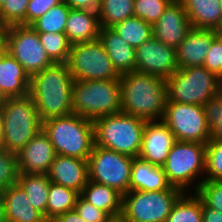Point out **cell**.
<instances>
[{
    "label": "cell",
    "instance_id": "obj_1",
    "mask_svg": "<svg viewBox=\"0 0 222 222\" xmlns=\"http://www.w3.org/2000/svg\"><path fill=\"white\" fill-rule=\"evenodd\" d=\"M121 112L145 121L162 120L167 101L166 80L131 71L120 76Z\"/></svg>",
    "mask_w": 222,
    "mask_h": 222
},
{
    "label": "cell",
    "instance_id": "obj_2",
    "mask_svg": "<svg viewBox=\"0 0 222 222\" xmlns=\"http://www.w3.org/2000/svg\"><path fill=\"white\" fill-rule=\"evenodd\" d=\"M73 83L67 63H54L31 76L29 96L33 99L42 121L73 114Z\"/></svg>",
    "mask_w": 222,
    "mask_h": 222
},
{
    "label": "cell",
    "instance_id": "obj_3",
    "mask_svg": "<svg viewBox=\"0 0 222 222\" xmlns=\"http://www.w3.org/2000/svg\"><path fill=\"white\" fill-rule=\"evenodd\" d=\"M42 130L56 154L88 160L95 144L94 121L73 113L44 120Z\"/></svg>",
    "mask_w": 222,
    "mask_h": 222
},
{
    "label": "cell",
    "instance_id": "obj_4",
    "mask_svg": "<svg viewBox=\"0 0 222 222\" xmlns=\"http://www.w3.org/2000/svg\"><path fill=\"white\" fill-rule=\"evenodd\" d=\"M73 113L91 121L121 112L120 78L112 80H74Z\"/></svg>",
    "mask_w": 222,
    "mask_h": 222
},
{
    "label": "cell",
    "instance_id": "obj_5",
    "mask_svg": "<svg viewBox=\"0 0 222 222\" xmlns=\"http://www.w3.org/2000/svg\"><path fill=\"white\" fill-rule=\"evenodd\" d=\"M145 120L119 112L94 121L95 145L120 154L138 157Z\"/></svg>",
    "mask_w": 222,
    "mask_h": 222
},
{
    "label": "cell",
    "instance_id": "obj_6",
    "mask_svg": "<svg viewBox=\"0 0 222 222\" xmlns=\"http://www.w3.org/2000/svg\"><path fill=\"white\" fill-rule=\"evenodd\" d=\"M205 162L206 144L176 141L162 168L172 186L192 194L205 179Z\"/></svg>",
    "mask_w": 222,
    "mask_h": 222
},
{
    "label": "cell",
    "instance_id": "obj_7",
    "mask_svg": "<svg viewBox=\"0 0 222 222\" xmlns=\"http://www.w3.org/2000/svg\"><path fill=\"white\" fill-rule=\"evenodd\" d=\"M1 110L4 117V137L1 148L17 154L42 130L43 121L29 95L7 98Z\"/></svg>",
    "mask_w": 222,
    "mask_h": 222
},
{
    "label": "cell",
    "instance_id": "obj_8",
    "mask_svg": "<svg viewBox=\"0 0 222 222\" xmlns=\"http://www.w3.org/2000/svg\"><path fill=\"white\" fill-rule=\"evenodd\" d=\"M167 101L203 106L222 91L221 78L204 66L179 68L166 79Z\"/></svg>",
    "mask_w": 222,
    "mask_h": 222
},
{
    "label": "cell",
    "instance_id": "obj_9",
    "mask_svg": "<svg viewBox=\"0 0 222 222\" xmlns=\"http://www.w3.org/2000/svg\"><path fill=\"white\" fill-rule=\"evenodd\" d=\"M184 192L172 186L160 191H129L122 196L121 216L128 222H166Z\"/></svg>",
    "mask_w": 222,
    "mask_h": 222
},
{
    "label": "cell",
    "instance_id": "obj_10",
    "mask_svg": "<svg viewBox=\"0 0 222 222\" xmlns=\"http://www.w3.org/2000/svg\"><path fill=\"white\" fill-rule=\"evenodd\" d=\"M67 64L74 80H112L121 76L99 39L73 44Z\"/></svg>",
    "mask_w": 222,
    "mask_h": 222
},
{
    "label": "cell",
    "instance_id": "obj_11",
    "mask_svg": "<svg viewBox=\"0 0 222 222\" xmlns=\"http://www.w3.org/2000/svg\"><path fill=\"white\" fill-rule=\"evenodd\" d=\"M133 159L94 144L88 158L89 180L114 188L124 195L129 192Z\"/></svg>",
    "mask_w": 222,
    "mask_h": 222
},
{
    "label": "cell",
    "instance_id": "obj_12",
    "mask_svg": "<svg viewBox=\"0 0 222 222\" xmlns=\"http://www.w3.org/2000/svg\"><path fill=\"white\" fill-rule=\"evenodd\" d=\"M6 51L21 63L30 77L54 64L31 25H8Z\"/></svg>",
    "mask_w": 222,
    "mask_h": 222
},
{
    "label": "cell",
    "instance_id": "obj_13",
    "mask_svg": "<svg viewBox=\"0 0 222 222\" xmlns=\"http://www.w3.org/2000/svg\"><path fill=\"white\" fill-rule=\"evenodd\" d=\"M162 121L177 141L206 144L210 140V128L201 105L166 102Z\"/></svg>",
    "mask_w": 222,
    "mask_h": 222
},
{
    "label": "cell",
    "instance_id": "obj_14",
    "mask_svg": "<svg viewBox=\"0 0 222 222\" xmlns=\"http://www.w3.org/2000/svg\"><path fill=\"white\" fill-rule=\"evenodd\" d=\"M178 69L176 49L155 37L135 48V71L166 80Z\"/></svg>",
    "mask_w": 222,
    "mask_h": 222
},
{
    "label": "cell",
    "instance_id": "obj_15",
    "mask_svg": "<svg viewBox=\"0 0 222 222\" xmlns=\"http://www.w3.org/2000/svg\"><path fill=\"white\" fill-rule=\"evenodd\" d=\"M176 141L174 134L162 120L146 121L138 157L162 167Z\"/></svg>",
    "mask_w": 222,
    "mask_h": 222
},
{
    "label": "cell",
    "instance_id": "obj_16",
    "mask_svg": "<svg viewBox=\"0 0 222 222\" xmlns=\"http://www.w3.org/2000/svg\"><path fill=\"white\" fill-rule=\"evenodd\" d=\"M191 29V22L181 2H171L152 26L153 37L175 49Z\"/></svg>",
    "mask_w": 222,
    "mask_h": 222
},
{
    "label": "cell",
    "instance_id": "obj_17",
    "mask_svg": "<svg viewBox=\"0 0 222 222\" xmlns=\"http://www.w3.org/2000/svg\"><path fill=\"white\" fill-rule=\"evenodd\" d=\"M20 174H47L56 156L54 147L41 130L17 153Z\"/></svg>",
    "mask_w": 222,
    "mask_h": 222
},
{
    "label": "cell",
    "instance_id": "obj_18",
    "mask_svg": "<svg viewBox=\"0 0 222 222\" xmlns=\"http://www.w3.org/2000/svg\"><path fill=\"white\" fill-rule=\"evenodd\" d=\"M47 175L52 183L81 194L89 180L88 160L56 154Z\"/></svg>",
    "mask_w": 222,
    "mask_h": 222
},
{
    "label": "cell",
    "instance_id": "obj_19",
    "mask_svg": "<svg viewBox=\"0 0 222 222\" xmlns=\"http://www.w3.org/2000/svg\"><path fill=\"white\" fill-rule=\"evenodd\" d=\"M215 38L216 34L212 29L192 28L176 49L178 67L203 66L207 52Z\"/></svg>",
    "mask_w": 222,
    "mask_h": 222
},
{
    "label": "cell",
    "instance_id": "obj_20",
    "mask_svg": "<svg viewBox=\"0 0 222 222\" xmlns=\"http://www.w3.org/2000/svg\"><path fill=\"white\" fill-rule=\"evenodd\" d=\"M5 222H48L31 206L25 191L17 183L0 192Z\"/></svg>",
    "mask_w": 222,
    "mask_h": 222
},
{
    "label": "cell",
    "instance_id": "obj_21",
    "mask_svg": "<svg viewBox=\"0 0 222 222\" xmlns=\"http://www.w3.org/2000/svg\"><path fill=\"white\" fill-rule=\"evenodd\" d=\"M31 77L8 51L0 54V89L6 98L29 95Z\"/></svg>",
    "mask_w": 222,
    "mask_h": 222
},
{
    "label": "cell",
    "instance_id": "obj_22",
    "mask_svg": "<svg viewBox=\"0 0 222 222\" xmlns=\"http://www.w3.org/2000/svg\"><path fill=\"white\" fill-rule=\"evenodd\" d=\"M98 39L120 75L135 71V48L119 36L114 29L101 27Z\"/></svg>",
    "mask_w": 222,
    "mask_h": 222
},
{
    "label": "cell",
    "instance_id": "obj_23",
    "mask_svg": "<svg viewBox=\"0 0 222 222\" xmlns=\"http://www.w3.org/2000/svg\"><path fill=\"white\" fill-rule=\"evenodd\" d=\"M100 28L97 11L71 8L64 33L73 45L98 39Z\"/></svg>",
    "mask_w": 222,
    "mask_h": 222
},
{
    "label": "cell",
    "instance_id": "obj_24",
    "mask_svg": "<svg viewBox=\"0 0 222 222\" xmlns=\"http://www.w3.org/2000/svg\"><path fill=\"white\" fill-rule=\"evenodd\" d=\"M171 187L161 166L153 165L139 157L133 159L129 191L153 192Z\"/></svg>",
    "mask_w": 222,
    "mask_h": 222
},
{
    "label": "cell",
    "instance_id": "obj_25",
    "mask_svg": "<svg viewBox=\"0 0 222 222\" xmlns=\"http://www.w3.org/2000/svg\"><path fill=\"white\" fill-rule=\"evenodd\" d=\"M181 3L192 28L215 30L221 26L220 0H182Z\"/></svg>",
    "mask_w": 222,
    "mask_h": 222
},
{
    "label": "cell",
    "instance_id": "obj_26",
    "mask_svg": "<svg viewBox=\"0 0 222 222\" xmlns=\"http://www.w3.org/2000/svg\"><path fill=\"white\" fill-rule=\"evenodd\" d=\"M80 195L111 217L121 216L123 195L116 189L88 180Z\"/></svg>",
    "mask_w": 222,
    "mask_h": 222
},
{
    "label": "cell",
    "instance_id": "obj_27",
    "mask_svg": "<svg viewBox=\"0 0 222 222\" xmlns=\"http://www.w3.org/2000/svg\"><path fill=\"white\" fill-rule=\"evenodd\" d=\"M18 184L25 191L31 206L47 220V202L51 181L47 174H19Z\"/></svg>",
    "mask_w": 222,
    "mask_h": 222
},
{
    "label": "cell",
    "instance_id": "obj_28",
    "mask_svg": "<svg viewBox=\"0 0 222 222\" xmlns=\"http://www.w3.org/2000/svg\"><path fill=\"white\" fill-rule=\"evenodd\" d=\"M184 192L172 206L166 222H203L202 201L196 195Z\"/></svg>",
    "mask_w": 222,
    "mask_h": 222
},
{
    "label": "cell",
    "instance_id": "obj_29",
    "mask_svg": "<svg viewBox=\"0 0 222 222\" xmlns=\"http://www.w3.org/2000/svg\"><path fill=\"white\" fill-rule=\"evenodd\" d=\"M79 195L73 189L51 182L47 202V221L51 222L58 215L73 210Z\"/></svg>",
    "mask_w": 222,
    "mask_h": 222
},
{
    "label": "cell",
    "instance_id": "obj_30",
    "mask_svg": "<svg viewBox=\"0 0 222 222\" xmlns=\"http://www.w3.org/2000/svg\"><path fill=\"white\" fill-rule=\"evenodd\" d=\"M111 28L134 48L153 37L152 25L135 16L116 23Z\"/></svg>",
    "mask_w": 222,
    "mask_h": 222
},
{
    "label": "cell",
    "instance_id": "obj_31",
    "mask_svg": "<svg viewBox=\"0 0 222 222\" xmlns=\"http://www.w3.org/2000/svg\"><path fill=\"white\" fill-rule=\"evenodd\" d=\"M134 0H101L97 14L101 27H112L134 16Z\"/></svg>",
    "mask_w": 222,
    "mask_h": 222
},
{
    "label": "cell",
    "instance_id": "obj_32",
    "mask_svg": "<svg viewBox=\"0 0 222 222\" xmlns=\"http://www.w3.org/2000/svg\"><path fill=\"white\" fill-rule=\"evenodd\" d=\"M70 7L62 1L36 19L31 26L38 33H64Z\"/></svg>",
    "mask_w": 222,
    "mask_h": 222
},
{
    "label": "cell",
    "instance_id": "obj_33",
    "mask_svg": "<svg viewBox=\"0 0 222 222\" xmlns=\"http://www.w3.org/2000/svg\"><path fill=\"white\" fill-rule=\"evenodd\" d=\"M45 52L54 63H67L72 44L65 33H38Z\"/></svg>",
    "mask_w": 222,
    "mask_h": 222
},
{
    "label": "cell",
    "instance_id": "obj_34",
    "mask_svg": "<svg viewBox=\"0 0 222 222\" xmlns=\"http://www.w3.org/2000/svg\"><path fill=\"white\" fill-rule=\"evenodd\" d=\"M203 108L210 128V140L222 141V91L211 97Z\"/></svg>",
    "mask_w": 222,
    "mask_h": 222
},
{
    "label": "cell",
    "instance_id": "obj_35",
    "mask_svg": "<svg viewBox=\"0 0 222 222\" xmlns=\"http://www.w3.org/2000/svg\"><path fill=\"white\" fill-rule=\"evenodd\" d=\"M204 181H222V141L209 140L206 143Z\"/></svg>",
    "mask_w": 222,
    "mask_h": 222
},
{
    "label": "cell",
    "instance_id": "obj_36",
    "mask_svg": "<svg viewBox=\"0 0 222 222\" xmlns=\"http://www.w3.org/2000/svg\"><path fill=\"white\" fill-rule=\"evenodd\" d=\"M18 156L0 147V192L18 183Z\"/></svg>",
    "mask_w": 222,
    "mask_h": 222
},
{
    "label": "cell",
    "instance_id": "obj_37",
    "mask_svg": "<svg viewBox=\"0 0 222 222\" xmlns=\"http://www.w3.org/2000/svg\"><path fill=\"white\" fill-rule=\"evenodd\" d=\"M170 3V0H134V16L153 26Z\"/></svg>",
    "mask_w": 222,
    "mask_h": 222
},
{
    "label": "cell",
    "instance_id": "obj_38",
    "mask_svg": "<svg viewBox=\"0 0 222 222\" xmlns=\"http://www.w3.org/2000/svg\"><path fill=\"white\" fill-rule=\"evenodd\" d=\"M29 0H5L0 9V22L6 25H25V15Z\"/></svg>",
    "mask_w": 222,
    "mask_h": 222
},
{
    "label": "cell",
    "instance_id": "obj_39",
    "mask_svg": "<svg viewBox=\"0 0 222 222\" xmlns=\"http://www.w3.org/2000/svg\"><path fill=\"white\" fill-rule=\"evenodd\" d=\"M195 193L205 205L222 213V181H203Z\"/></svg>",
    "mask_w": 222,
    "mask_h": 222
},
{
    "label": "cell",
    "instance_id": "obj_40",
    "mask_svg": "<svg viewBox=\"0 0 222 222\" xmlns=\"http://www.w3.org/2000/svg\"><path fill=\"white\" fill-rule=\"evenodd\" d=\"M74 210L85 222H109L112 218L108 213L87 202L81 195L76 200Z\"/></svg>",
    "mask_w": 222,
    "mask_h": 222
},
{
    "label": "cell",
    "instance_id": "obj_41",
    "mask_svg": "<svg viewBox=\"0 0 222 222\" xmlns=\"http://www.w3.org/2000/svg\"><path fill=\"white\" fill-rule=\"evenodd\" d=\"M203 66L222 78V43L217 37L211 43Z\"/></svg>",
    "mask_w": 222,
    "mask_h": 222
},
{
    "label": "cell",
    "instance_id": "obj_42",
    "mask_svg": "<svg viewBox=\"0 0 222 222\" xmlns=\"http://www.w3.org/2000/svg\"><path fill=\"white\" fill-rule=\"evenodd\" d=\"M62 1L63 0H29L25 15V25H31L50 8L58 5Z\"/></svg>",
    "mask_w": 222,
    "mask_h": 222
},
{
    "label": "cell",
    "instance_id": "obj_43",
    "mask_svg": "<svg viewBox=\"0 0 222 222\" xmlns=\"http://www.w3.org/2000/svg\"><path fill=\"white\" fill-rule=\"evenodd\" d=\"M70 8L97 11L101 0H63Z\"/></svg>",
    "mask_w": 222,
    "mask_h": 222
},
{
    "label": "cell",
    "instance_id": "obj_44",
    "mask_svg": "<svg viewBox=\"0 0 222 222\" xmlns=\"http://www.w3.org/2000/svg\"><path fill=\"white\" fill-rule=\"evenodd\" d=\"M202 218L203 222H222V213L202 202Z\"/></svg>",
    "mask_w": 222,
    "mask_h": 222
},
{
    "label": "cell",
    "instance_id": "obj_45",
    "mask_svg": "<svg viewBox=\"0 0 222 222\" xmlns=\"http://www.w3.org/2000/svg\"><path fill=\"white\" fill-rule=\"evenodd\" d=\"M51 222H85V221L73 209V210L67 211L66 213L58 215Z\"/></svg>",
    "mask_w": 222,
    "mask_h": 222
},
{
    "label": "cell",
    "instance_id": "obj_46",
    "mask_svg": "<svg viewBox=\"0 0 222 222\" xmlns=\"http://www.w3.org/2000/svg\"><path fill=\"white\" fill-rule=\"evenodd\" d=\"M8 25L0 22V54L6 51Z\"/></svg>",
    "mask_w": 222,
    "mask_h": 222
},
{
    "label": "cell",
    "instance_id": "obj_47",
    "mask_svg": "<svg viewBox=\"0 0 222 222\" xmlns=\"http://www.w3.org/2000/svg\"><path fill=\"white\" fill-rule=\"evenodd\" d=\"M3 137H4V117L0 107V147L2 145Z\"/></svg>",
    "mask_w": 222,
    "mask_h": 222
},
{
    "label": "cell",
    "instance_id": "obj_48",
    "mask_svg": "<svg viewBox=\"0 0 222 222\" xmlns=\"http://www.w3.org/2000/svg\"><path fill=\"white\" fill-rule=\"evenodd\" d=\"M0 222H5L1 195H0Z\"/></svg>",
    "mask_w": 222,
    "mask_h": 222
},
{
    "label": "cell",
    "instance_id": "obj_49",
    "mask_svg": "<svg viewBox=\"0 0 222 222\" xmlns=\"http://www.w3.org/2000/svg\"><path fill=\"white\" fill-rule=\"evenodd\" d=\"M109 222H128L122 216L112 217Z\"/></svg>",
    "mask_w": 222,
    "mask_h": 222
},
{
    "label": "cell",
    "instance_id": "obj_50",
    "mask_svg": "<svg viewBox=\"0 0 222 222\" xmlns=\"http://www.w3.org/2000/svg\"><path fill=\"white\" fill-rule=\"evenodd\" d=\"M7 98L6 96L3 94V92L0 89V107L3 106V104L6 102Z\"/></svg>",
    "mask_w": 222,
    "mask_h": 222
},
{
    "label": "cell",
    "instance_id": "obj_51",
    "mask_svg": "<svg viewBox=\"0 0 222 222\" xmlns=\"http://www.w3.org/2000/svg\"><path fill=\"white\" fill-rule=\"evenodd\" d=\"M215 34L216 37L220 40V42L222 43V29H215Z\"/></svg>",
    "mask_w": 222,
    "mask_h": 222
},
{
    "label": "cell",
    "instance_id": "obj_52",
    "mask_svg": "<svg viewBox=\"0 0 222 222\" xmlns=\"http://www.w3.org/2000/svg\"><path fill=\"white\" fill-rule=\"evenodd\" d=\"M4 2H5V0H0V9L3 6Z\"/></svg>",
    "mask_w": 222,
    "mask_h": 222
},
{
    "label": "cell",
    "instance_id": "obj_53",
    "mask_svg": "<svg viewBox=\"0 0 222 222\" xmlns=\"http://www.w3.org/2000/svg\"><path fill=\"white\" fill-rule=\"evenodd\" d=\"M171 2H181L182 0H170Z\"/></svg>",
    "mask_w": 222,
    "mask_h": 222
},
{
    "label": "cell",
    "instance_id": "obj_54",
    "mask_svg": "<svg viewBox=\"0 0 222 222\" xmlns=\"http://www.w3.org/2000/svg\"><path fill=\"white\" fill-rule=\"evenodd\" d=\"M220 7H221V10H222V0H220Z\"/></svg>",
    "mask_w": 222,
    "mask_h": 222
}]
</instances>
